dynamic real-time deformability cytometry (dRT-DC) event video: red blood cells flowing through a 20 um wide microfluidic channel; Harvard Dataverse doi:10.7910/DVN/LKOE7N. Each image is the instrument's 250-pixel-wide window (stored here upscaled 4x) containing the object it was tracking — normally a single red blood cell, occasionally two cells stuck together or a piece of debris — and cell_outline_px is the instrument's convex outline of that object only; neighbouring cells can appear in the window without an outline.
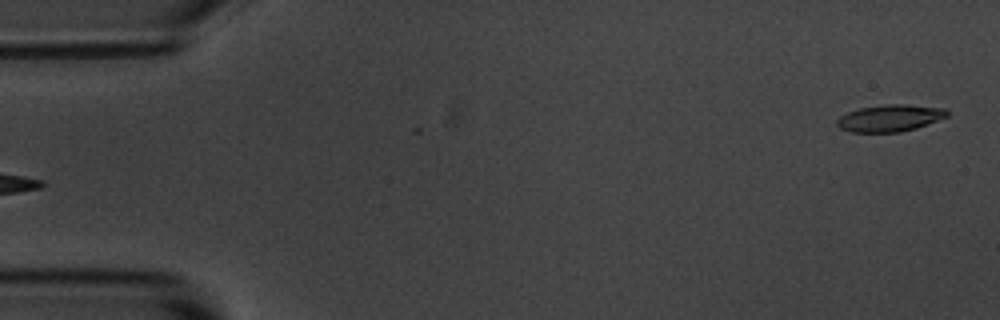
{"species": "common noctule bat (a hibernating species)", "species_latin": "Nyctalus noctula", "temperature_condition": "room temperature", "stored_images_in_passage": 4, "segment_of_instrument_passage": [2, 2], "camera_frame_rate_fps": 3000, "um_per_image_px": 0.085, "animal": {"sex": "male", "body_mass_g": 20.1, "forearm_length_mm": 53.5}, "frame": {"image": 1, "passage_image": 4, "time_ms": 4.333, "image_size_px": [1000, 320], "cell_outline_px": [[948, 116], [916, 128], [900, 132], [852, 132], [840, 128], [836, 124], [836, 120], [840, 116], [848, 112], [860, 108], [884, 104], [904, 104], [944, 108], [948, 112]], "centroid_in_image_um": [75.62, 10.03], "position_along_channel_um": 9.4, "area_um2": 17.17}}